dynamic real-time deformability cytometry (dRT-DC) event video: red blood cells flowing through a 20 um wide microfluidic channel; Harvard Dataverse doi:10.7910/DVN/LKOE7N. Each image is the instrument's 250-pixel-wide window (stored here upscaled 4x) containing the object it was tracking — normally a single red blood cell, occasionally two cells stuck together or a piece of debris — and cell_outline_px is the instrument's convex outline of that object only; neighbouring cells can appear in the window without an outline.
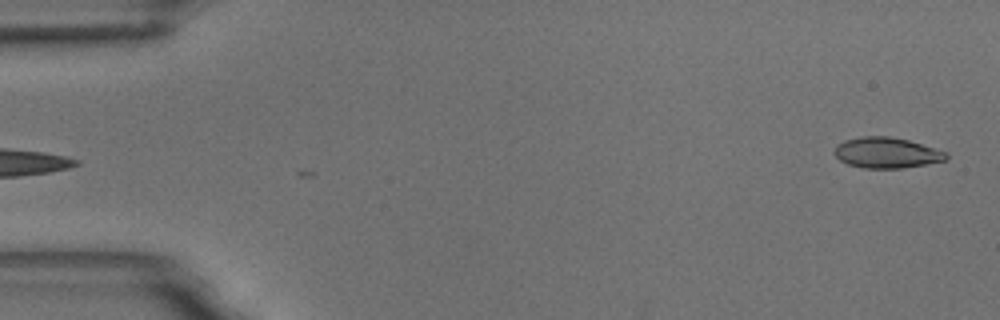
{"species": "common noctule bat (a hibernating species)", "species_latin": "Nyctalus noctula", "temperature_condition": "room temperature", "stored_images_in_passage": 2, "camera_frame_rate_fps": 3000, "um_per_image_px": 0.085, "animal": {"sex": "male", "body_mass_g": 18.8}, "frame": {"image": 1, "passage_image": 2, "time_ms": 0.333, "image_size_px": [1000, 320], "cell_outline_px": [[948, 160], [900, 168], [864, 168], [848, 164], [840, 160], [836, 156], [836, 144], [844, 140], [860, 136], [888, 136], [908, 140], [948, 152]], "centroid_in_image_um": [75.37, 12.97], "position_along_channel_um": 9.6, "area_um2": 19.88}}